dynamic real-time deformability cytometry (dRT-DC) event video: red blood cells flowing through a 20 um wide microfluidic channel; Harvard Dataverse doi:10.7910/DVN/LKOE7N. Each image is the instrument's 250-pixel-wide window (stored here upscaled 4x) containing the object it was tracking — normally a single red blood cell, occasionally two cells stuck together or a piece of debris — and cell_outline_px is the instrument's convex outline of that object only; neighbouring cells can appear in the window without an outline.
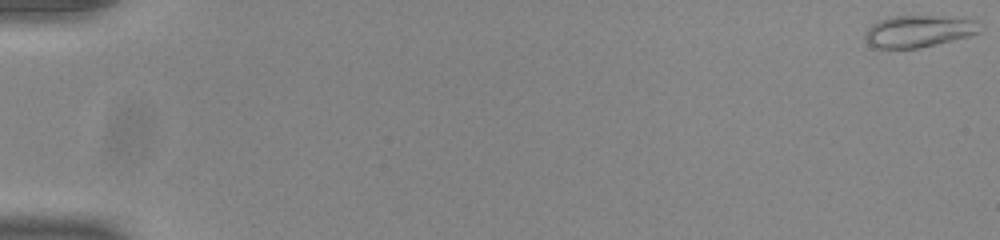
{"species": "common noctule bat (a hibernating species)", "species_latin": "Nyctalus noctula", "temperature_condition": "room temperature", "stored_images_in_passage": 54, "camera_frame_rate_fps": 3000, "um_per_image_px": 0.085, "animal": {"sex": "male", "body_mass_g": 20.0, "forearm_length_mm": 53.3}, "frame": {"image": 1, "passage_image": 1, "time_ms": 0.0, "image_size_px": [1000, 240], "cell_outline_px": [[980, 32], [968, 36], [920, 48], [880, 48], [868, 44], [864, 40], [864, 32], [872, 24], [888, 16], [932, 16], [976, 20]], "centroid_in_image_um": [78.01, 2.66], "position_along_channel_um": 7.0, "area_um2": 21.1}}
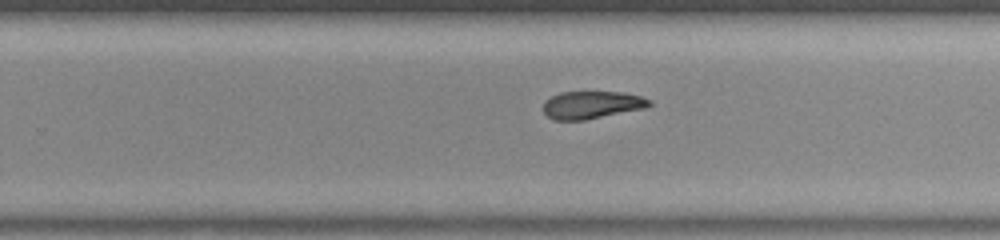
{"frame": {"image": 2, "passage_image": 36, "time_ms": 11.667, "image_size_px": [1000, 240], "cell_outline_px": [[652, 104], [648, 108], [584, 120], [552, 120], [544, 112], [544, 100], [560, 92], [624, 92], [640, 96], [652, 100]], "centroid_in_image_um": [50.34, 8.91], "position_along_channel_um": 279.5, "area_um2": 17.22}}
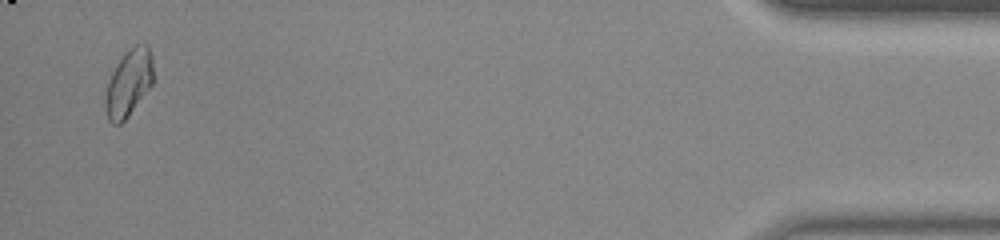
{"frame": {"image": 3, "passage_image": 53, "time_ms": 17.333, "image_size_px": [1000, 240], "cell_outline_px": [[152, 84], [128, 116], [120, 124], [112, 124], [108, 120], [104, 104], [104, 100], [108, 80], [116, 64], [124, 52], [132, 44], [148, 44], [152, 56]], "centroid_in_image_um": [10.91, 7.02], "position_along_channel_um": 424.3, "area_um2": 18.79}, "authors_computed_cell_mechanics": {"area_um2": 18.6694, "velocity_mm_per_s": 3.8922, "shape_relaxation_time_tau1_ms": 6.3178, "shape_relaxation_time_tau2_ms": 2.3398, "deformation_change_tau1": 0.18, "deformation_change_tau2": 0.0634}}